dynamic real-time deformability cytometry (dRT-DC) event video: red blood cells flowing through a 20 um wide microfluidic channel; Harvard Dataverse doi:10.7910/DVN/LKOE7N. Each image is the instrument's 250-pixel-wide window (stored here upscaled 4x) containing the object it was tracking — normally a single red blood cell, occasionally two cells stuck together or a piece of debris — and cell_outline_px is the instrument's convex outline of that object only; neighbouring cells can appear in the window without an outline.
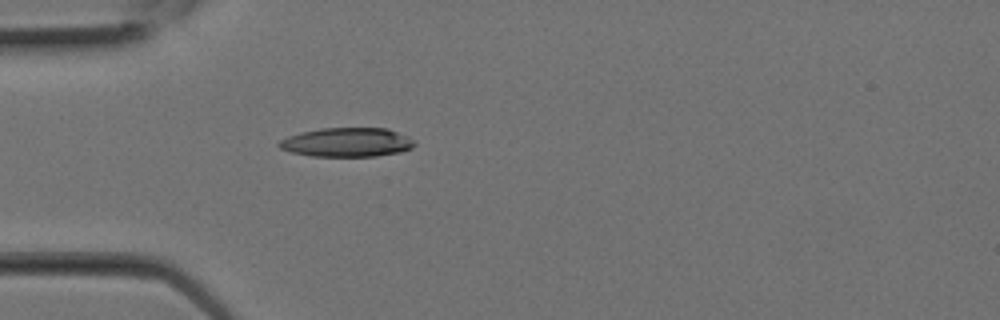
{"species": "Egyptian fruit bat (a non-hibernating species)", "species_latin": "Rousettus aegyptiacus", "temperature_condition": "room temperature", "stored_images_in_passage": 3, "camera_frame_rate_fps": 3000, "um_per_image_px": 0.085, "animal": {"sex": "female"}, "frame": {"image": 1, "passage_image": 3, "time_ms": 0.667, "image_size_px": [1000, 320], "cell_outline_px": [[416, 144], [412, 148], [400, 152], [376, 156], [312, 156], [292, 152], [280, 148], [276, 144], [280, 140], [288, 136], [300, 132], [320, 128], [388, 128], [416, 140]], "centroid_in_image_um": [29.51, 12.09], "position_along_channel_um": 55.5, "area_um2": 23.06}}